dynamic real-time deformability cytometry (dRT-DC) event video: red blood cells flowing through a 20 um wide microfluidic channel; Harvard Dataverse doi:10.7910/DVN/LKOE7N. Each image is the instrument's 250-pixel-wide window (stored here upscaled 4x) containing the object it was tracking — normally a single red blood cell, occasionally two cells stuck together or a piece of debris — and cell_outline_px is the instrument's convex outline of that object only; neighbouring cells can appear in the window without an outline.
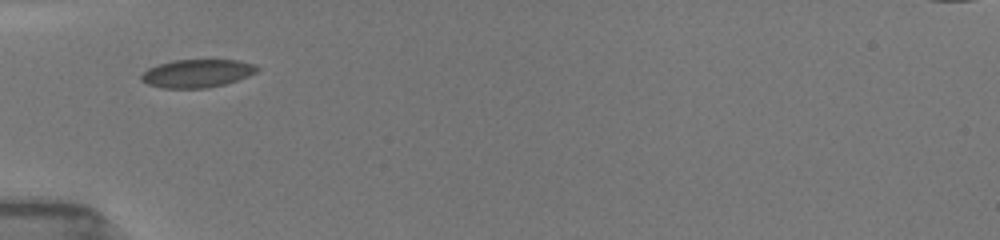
{"species": "common noctule bat (a hibernating species)", "species_latin": "Nyctalus noctula", "temperature_condition": "room temperature", "stored_images_in_passage": 55, "camera_frame_rate_fps": 3000, "um_per_image_px": 0.085, "animal": {"sex": "female", "body_mass_g": 19.5, "forearm_length_mm": 54.1}, "frame": {"image": 1, "passage_image": 1, "time_ms": 0.0, "image_size_px": [1000, 240], "cell_outline_px": [[260, 68], [256, 72], [248, 76], [224, 84], [208, 88], [160, 88], [148, 84], [140, 80], [140, 76], [148, 68], [172, 60], [240, 60], [252, 64]], "centroid_in_image_um": [16.73, 6.24], "position_along_channel_um": 68.3, "area_um2": 18.9}}
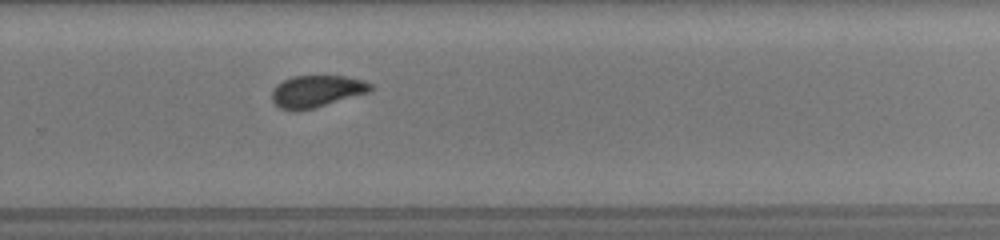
{"frame": {"image": 2, "passage_image": 29, "time_ms": 6.0, "image_size_px": [1000, 240], "cell_outline_px": [[372, 88], [368, 92], [316, 108], [296, 112], [292, 112], [280, 108], [272, 100], [272, 92], [276, 84], [292, 76], [344, 76], [364, 80], [372, 84]], "centroid_in_image_um": [26.88, 7.77], "position_along_channel_um": 302.9, "area_um2": 18.5}}
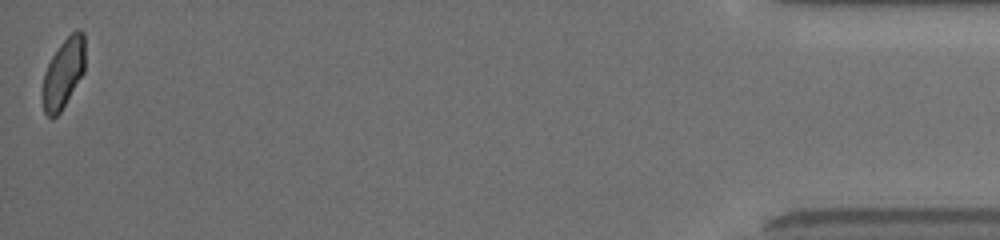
{"frame": {"image": 3, "passage_image": 54, "time_ms": 11.333, "image_size_px": [1000, 240], "cell_outline_px": [[84, 72], [60, 112], [52, 120], [44, 112], [40, 92], [44, 72], [52, 56], [60, 44], [76, 28], [80, 28], [84, 32]], "centroid_in_image_um": [5.36, 6.23], "position_along_channel_um": 429.8, "area_um2": 17.51}, "authors_computed_cell_mechanics": {"area_um2": 19.0162, "velocity_mm_per_s": 3.9489, "shape_relaxation_time_tau1_ms": 6.1545, "shape_relaxation_time_tau2_ms": 0.6615, "deformation_change_tau1": 0.1295, "deformation_change_tau2": 0.0514}}